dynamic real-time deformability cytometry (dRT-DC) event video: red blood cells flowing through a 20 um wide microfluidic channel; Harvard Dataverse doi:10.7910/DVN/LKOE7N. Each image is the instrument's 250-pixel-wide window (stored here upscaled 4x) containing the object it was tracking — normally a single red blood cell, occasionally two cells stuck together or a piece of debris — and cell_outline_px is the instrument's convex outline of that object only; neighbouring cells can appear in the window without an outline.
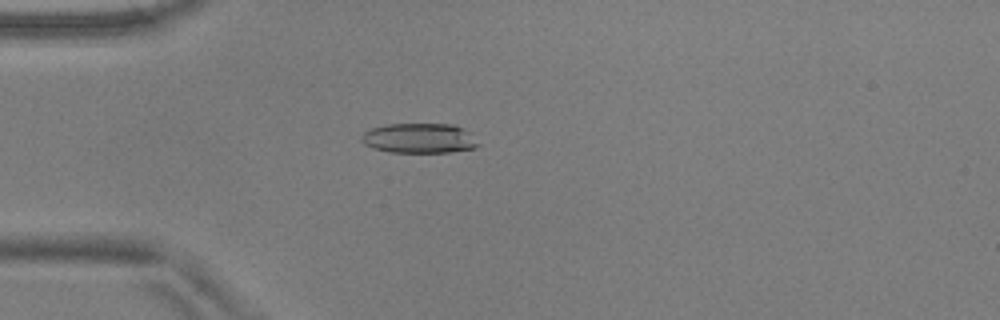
{"species": "common noctule bat (a hibernating species)", "species_latin": "Nyctalus noctula", "temperature_condition": "warm", "stored_images_in_passage": 40, "camera_frame_rate_fps": 3000, "um_per_image_px": 0.085, "animal": {"sex": "male", "body_mass_g": 17.9, "forearm_length_mm": 54.2}, "frame": {"image": 1, "passage_image": 1, "time_ms": 0.0, "image_size_px": [1000, 320], "cell_outline_px": [[480, 144], [476, 148], [452, 152], [388, 152], [372, 148], [364, 144], [360, 140], [360, 136], [364, 132], [372, 128], [388, 124], [452, 124], [472, 132]], "centroid_in_image_um": [35.66, 11.75], "position_along_channel_um": 49.3, "area_um2": 20.63}}
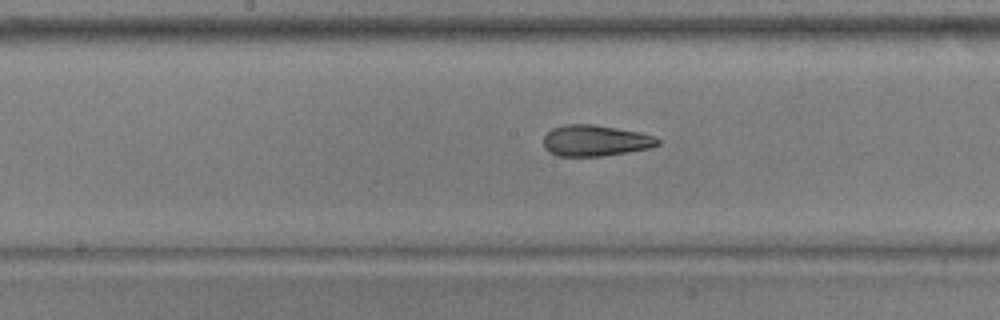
{"frame": {"image": 2, "passage_image": 14, "time_ms": 4.333, "image_size_px": [1000, 320], "cell_outline_px": [[660, 144], [652, 148], [604, 156], [556, 156], [548, 152], [544, 148], [544, 136], [552, 128], [564, 124], [592, 124], [640, 132], [656, 136], [660, 140]], "centroid_in_image_um": [50.62, 11.96], "position_along_channel_um": 197.6, "area_um2": 20.98}}
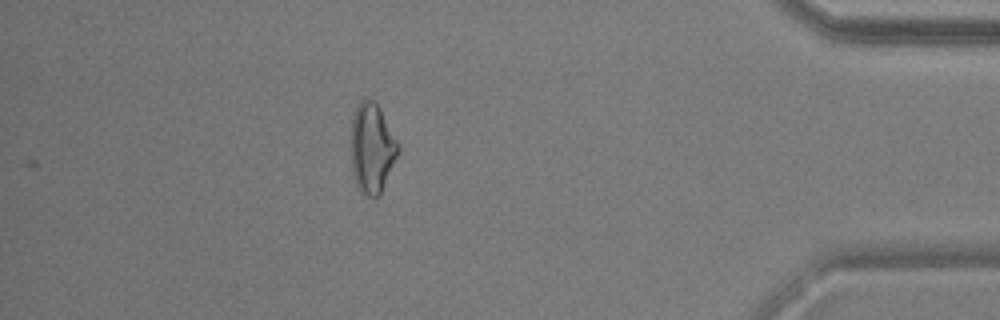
{"frame": {"image": 3, "passage_image": 34, "time_ms": 11.0, "image_size_px": [1000, 320], "cell_outline_px": [[400, 152], [380, 196], [368, 196], [360, 192], [356, 184], [352, 172], [352, 116], [360, 100], [364, 96], [372, 100], [380, 108], [400, 144]], "centroid_in_image_um": [31.65, 12.59], "position_along_channel_um": 403.6, "area_um2": 24.97}, "authors_computed_cell_mechanics": {"area_um2": 21.3282, "velocity_mm_per_s": 3.7168, "shape_relaxation_time_tau1_ms": 9.1153, "shape_relaxation_time_tau2_ms": 1.9899, "deformation_change_tau1": 0.2116, "deformation_change_tau2": 0.0952}}